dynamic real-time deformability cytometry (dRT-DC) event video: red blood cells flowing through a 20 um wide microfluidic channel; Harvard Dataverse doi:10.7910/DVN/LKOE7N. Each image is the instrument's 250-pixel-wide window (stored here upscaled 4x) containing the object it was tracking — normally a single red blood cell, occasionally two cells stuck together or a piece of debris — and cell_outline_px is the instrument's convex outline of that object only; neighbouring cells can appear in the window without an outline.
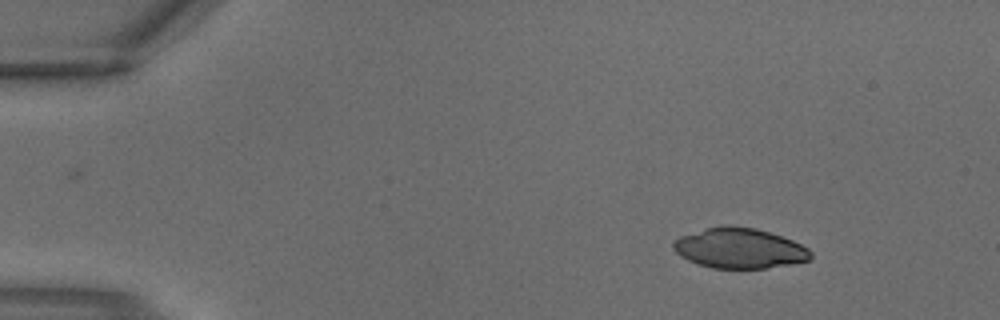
{"species": "common noctule bat (a hibernating species)", "species_latin": "Nyctalus noctula", "temperature_condition": "warm", "stored_images_in_passage": 2, "camera_frame_rate_fps": 3000, "um_per_image_px": 0.085, "animal": {"sex": "male", "body_mass_g": 18.8}, "frame": {"image": 1, "passage_image": 1, "time_ms": 0.0, "image_size_px": [1000, 320], "cell_outline_px": [[812, 256], [808, 260], [768, 268], [712, 268], [688, 260], [680, 256], [672, 248], [672, 244], [680, 236], [708, 228], [728, 224], [756, 228], [792, 240], [808, 248], [812, 252]], "centroid_in_image_um": [62.85, 21.09], "position_along_channel_um": 22.2, "area_um2": 31.96}}